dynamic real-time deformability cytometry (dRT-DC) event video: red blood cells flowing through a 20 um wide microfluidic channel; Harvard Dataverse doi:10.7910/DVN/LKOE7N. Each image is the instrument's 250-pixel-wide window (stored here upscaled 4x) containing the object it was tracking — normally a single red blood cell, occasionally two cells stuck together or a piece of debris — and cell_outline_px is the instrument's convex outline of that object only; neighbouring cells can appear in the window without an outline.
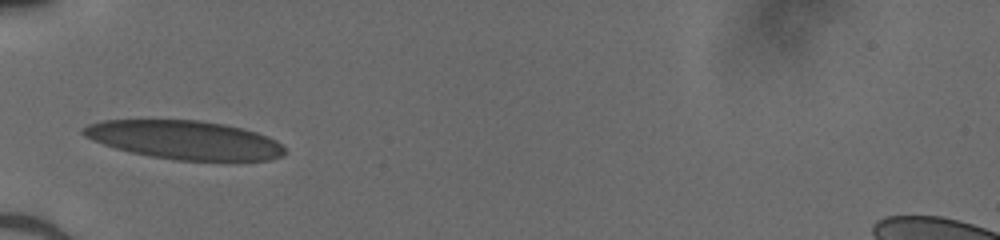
{"species": "human", "species_latin": "Homo sapiens", "temperature_condition": "cold", "stored_images_in_passage": 29, "camera_frame_rate_fps": 3000, "um_per_image_px": 0.085, "donor": {"sex": "male"}, "frame": {"image": 1, "passage_image": 1, "time_ms": 0.0, "image_size_px": [1000, 240], "cell_outline_px": [[284, 152], [280, 156], [272, 160], [176, 160], [152, 156], [132, 152], [116, 148], [92, 140], [84, 136], [80, 132], [88, 124], [104, 120], [200, 120], [224, 124], [256, 132], [268, 136], [276, 140], [284, 148]], "centroid_in_image_um": [15.68, 11.89], "position_along_channel_um": 69.3, "area_um2": 44.97}}
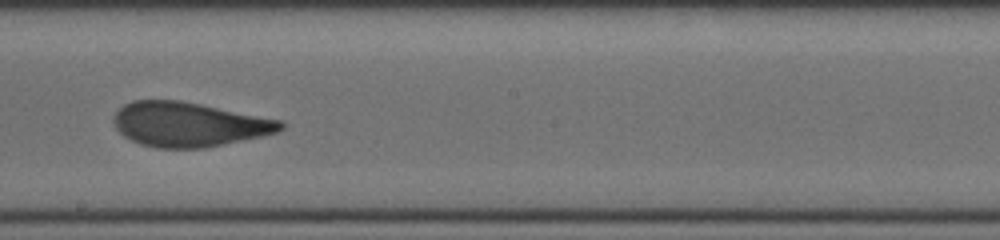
{"frame": {"image": 2, "passage_image": 13, "time_ms": 4.0, "image_size_px": [1000, 240], "cell_outline_px": [[284, 128], [276, 132], [264, 136], [204, 148], [156, 148], [140, 144], [124, 136], [116, 128], [112, 120], [112, 116], [124, 104], [132, 100], [180, 100], [284, 120]], "centroid_in_image_um": [16.06, 10.57], "position_along_channel_um": 232.1, "area_um2": 43.52}}
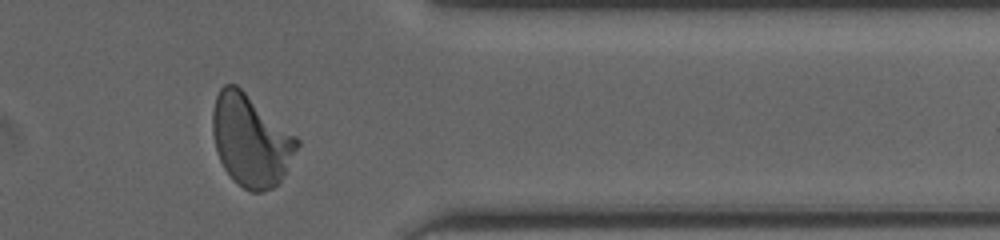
{"frame": {"image": 3, "passage_image": 25, "time_ms": 8.0, "image_size_px": [1000, 240], "cell_outline_px": [[300, 144], [280, 180], [272, 188], [264, 192], [248, 192], [232, 180], [224, 168], [216, 152], [212, 132], [212, 112], [216, 96], [220, 88], [224, 84], [236, 84], [296, 136], [300, 140]], "centroid_in_image_um": [21.28, 11.94], "position_along_channel_um": 390.1, "area_um2": 45.03}}